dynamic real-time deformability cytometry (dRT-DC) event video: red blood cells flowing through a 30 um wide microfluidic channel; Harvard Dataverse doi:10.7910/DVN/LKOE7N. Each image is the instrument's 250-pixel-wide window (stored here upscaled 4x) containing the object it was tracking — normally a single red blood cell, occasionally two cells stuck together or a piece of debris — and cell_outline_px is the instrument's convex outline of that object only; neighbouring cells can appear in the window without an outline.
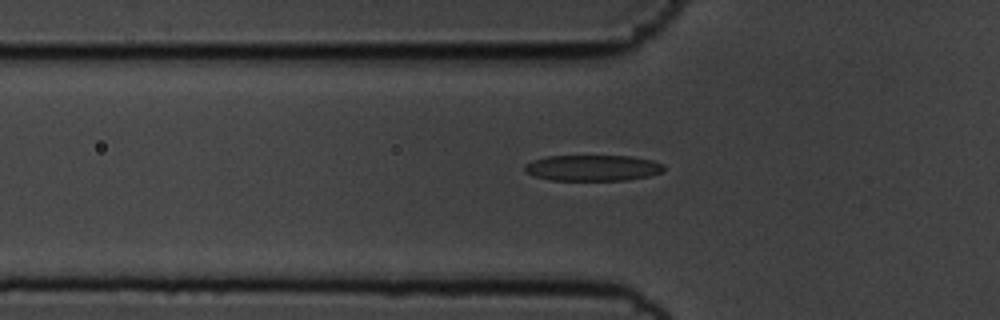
{"species": "common noctule bat (a hibernating species)", "species_latin": "Nyctalus noctula", "temperature_condition": "cold", "stored_images_in_passage": 46, "camera_frame_rate_fps": 3000, "um_per_image_px": 0.085, "animal": {"sex": "male", "body_mass_g": 19.5, "forearm_length_mm": 54.6}, "frame": {"image": 1, "passage_image": 12, "time_ms": 3.667, "image_size_px": [1000, 320], "cell_outline_px": [[664, 168], [660, 172], [652, 176], [628, 180], [552, 180], [532, 176], [524, 172], [524, 164], [532, 160], [544, 156], [632, 156], [652, 160], [664, 164]], "centroid_in_image_um": [50.35, 14.27], "position_along_channel_um": 75.4, "area_um2": 21.33}}
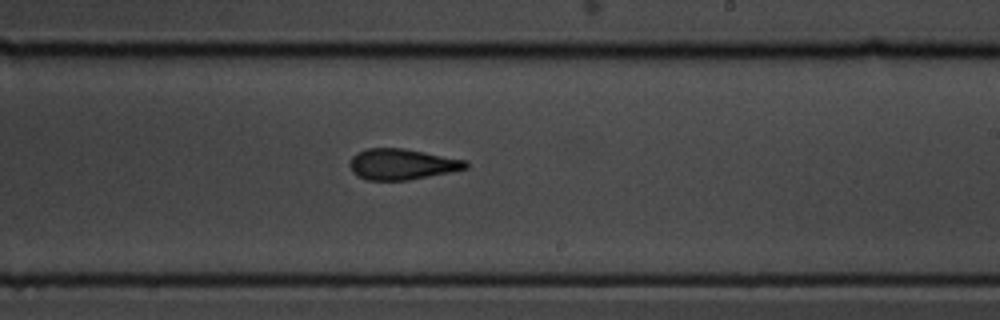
{"frame": {"image": 2, "passage_image": 27, "time_ms": 8.667, "image_size_px": [1000, 320], "cell_outline_px": [[468, 168], [408, 180], [364, 180], [356, 176], [352, 172], [348, 164], [352, 156], [356, 152], [368, 148], [404, 148], [464, 160], [468, 164]], "centroid_in_image_um": [34.08, 13.96], "position_along_channel_um": 254.9, "area_um2": 20.81}}
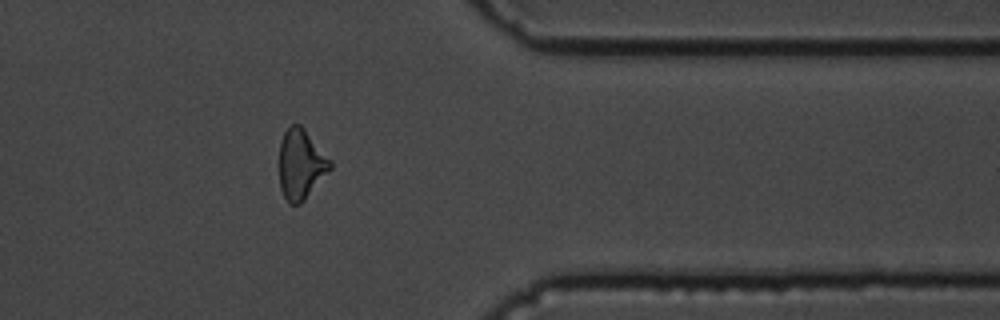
{"frame": {"image": 3, "passage_image": 39, "time_ms": 12.667, "image_size_px": [1000, 320], "cell_outline_px": [[332, 168], [304, 200], [300, 204], [288, 204], [280, 188], [280, 140], [284, 132], [292, 124], [300, 124], [304, 128], [332, 160]], "centroid_in_image_um": [25.59, 13.96], "position_along_channel_um": 385.8, "area_um2": 20.81}}